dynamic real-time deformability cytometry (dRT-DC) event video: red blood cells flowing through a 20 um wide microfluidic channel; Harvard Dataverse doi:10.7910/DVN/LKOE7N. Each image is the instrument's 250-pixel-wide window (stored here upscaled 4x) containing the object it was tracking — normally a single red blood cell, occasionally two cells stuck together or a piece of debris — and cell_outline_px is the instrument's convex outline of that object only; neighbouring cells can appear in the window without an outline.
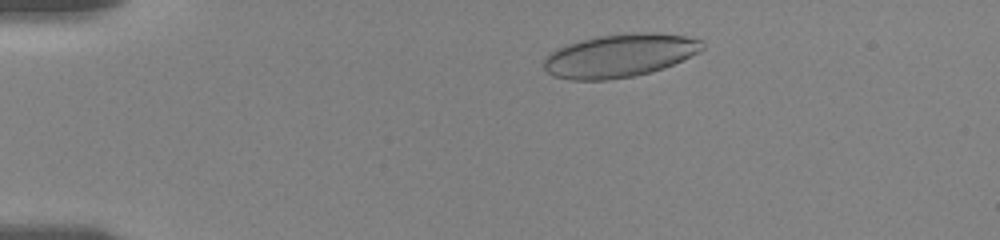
{"species": "human", "species_latin": "Homo sapiens", "temperature_condition": "room temperature", "stored_images_in_passage": 51, "camera_frame_rate_fps": 3000, "um_per_image_px": 0.085, "donor": {"sex": "female"}, "frame": {"image": 1, "passage_image": 6, "time_ms": 1.667, "image_size_px": [1000, 240], "cell_outline_px": [[704, 48], [700, 52], [664, 68], [632, 76], [608, 80], [572, 80], [552, 76], [544, 68], [544, 56], [556, 48], [564, 44], [596, 36], [628, 32], [656, 32], [684, 36], [700, 40], [704, 44]], "centroid_in_image_um": [52.63, 4.71], "position_along_channel_um": 32.4, "area_um2": 40.23}}
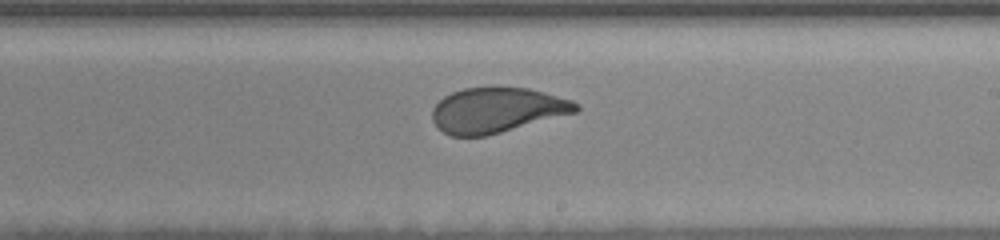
{"frame": {"image": 2, "passage_image": 29, "time_ms": 9.333, "image_size_px": [1000, 240], "cell_outline_px": [[580, 108], [576, 112], [488, 136], [452, 136], [436, 128], [432, 120], [432, 108], [444, 96], [452, 92], [464, 88], [492, 84], [528, 88], [544, 92], [572, 100], [580, 104]], "centroid_in_image_um": [42.22, 9.33], "position_along_channel_um": 246.8, "area_um2": 38.67}}
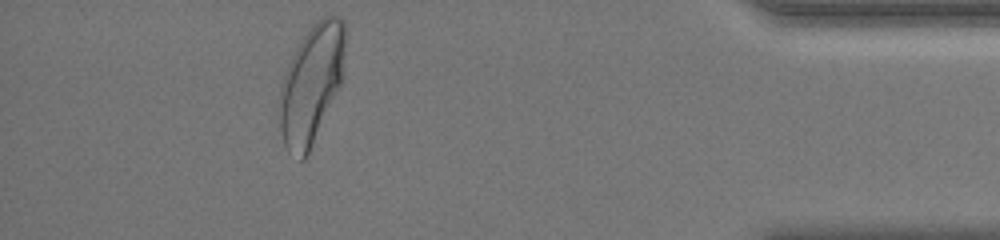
{"frame": {"image": 3, "passage_image": 46, "time_ms": 15.0, "image_size_px": [1000, 240], "cell_outline_px": [[344, 76], [308, 152], [304, 160], [300, 160], [288, 152], [284, 144], [280, 128], [280, 88], [288, 64], [300, 40], [316, 20], [324, 16], [336, 16], [344, 20]], "centroid_in_image_um": [26.47, 7.12], "position_along_channel_um": 408.7, "area_um2": 44.68}, "authors_computed_cell_mechanics": {"area_um2": 39.882, "velocity_mm_per_s": 3.5905, "shape_relaxation_time_tau1_ms": 3.7284, "shape_relaxation_time_tau2_ms": null, "deformation_change_tau1": 0.143, "deformation_change_tau2": null}}